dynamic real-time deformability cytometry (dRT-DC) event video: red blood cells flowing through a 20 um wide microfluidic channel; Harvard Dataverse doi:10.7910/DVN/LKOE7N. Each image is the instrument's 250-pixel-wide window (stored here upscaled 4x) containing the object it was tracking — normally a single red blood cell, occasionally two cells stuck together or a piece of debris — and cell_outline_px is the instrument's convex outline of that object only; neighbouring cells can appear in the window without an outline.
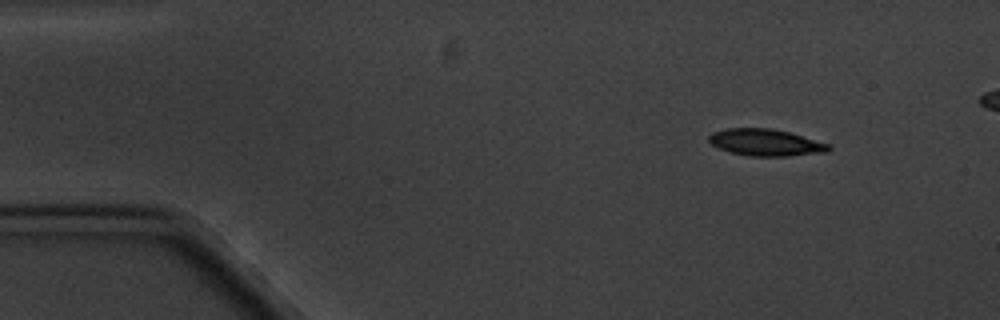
{"species": "common noctule bat (a hibernating species)", "species_latin": "Nyctalus noctula", "temperature_condition": "cold", "stored_images_in_passage": 4, "segment_of_instrument_passage": [1, 2], "camera_frame_rate_fps": 3000, "um_per_image_px": 0.085, "animal": {"sex": "male", "body_mass_g": 20.1, "forearm_length_mm": 53.5}, "frame": {"image": 1, "passage_image": 1, "time_ms": 0.0, "image_size_px": [1000, 320], "cell_outline_px": [[832, 148], [828, 152], [788, 156], [752, 156], [732, 152], [720, 148], [712, 144], [708, 140], [708, 136], [712, 132], [728, 128], [768, 128], [788, 132], [828, 144]], "centroid_in_image_um": [65.07, 12.11], "position_along_channel_um": 19.9, "area_um2": 18.44}}